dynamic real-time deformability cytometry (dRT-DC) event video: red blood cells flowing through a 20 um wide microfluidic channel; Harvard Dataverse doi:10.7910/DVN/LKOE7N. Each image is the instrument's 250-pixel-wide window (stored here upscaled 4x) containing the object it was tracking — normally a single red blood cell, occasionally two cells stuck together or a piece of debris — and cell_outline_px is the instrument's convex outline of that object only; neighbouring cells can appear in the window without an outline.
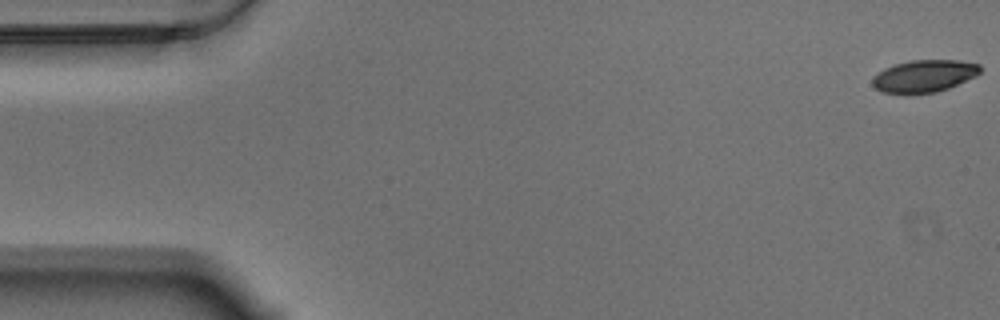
{"species": "Egyptian fruit bat (a non-hibernating species)", "species_latin": "Rousettus aegyptiacus", "temperature_condition": "warm", "stored_images_in_passage": 9, "camera_frame_rate_fps": 3000, "um_per_image_px": 0.085, "animal": {"sex": "male"}, "frame": {"image": 1, "passage_image": 1, "time_ms": 0.0, "image_size_px": [1000, 320], "cell_outline_px": [[980, 72], [976, 76], [948, 88], [936, 92], [880, 92], [872, 84], [872, 76], [884, 68], [892, 64], [908, 60], [960, 60], [980, 64]], "centroid_in_image_um": [78.54, 6.43], "position_along_channel_um": 6.5, "area_um2": 20.11}}